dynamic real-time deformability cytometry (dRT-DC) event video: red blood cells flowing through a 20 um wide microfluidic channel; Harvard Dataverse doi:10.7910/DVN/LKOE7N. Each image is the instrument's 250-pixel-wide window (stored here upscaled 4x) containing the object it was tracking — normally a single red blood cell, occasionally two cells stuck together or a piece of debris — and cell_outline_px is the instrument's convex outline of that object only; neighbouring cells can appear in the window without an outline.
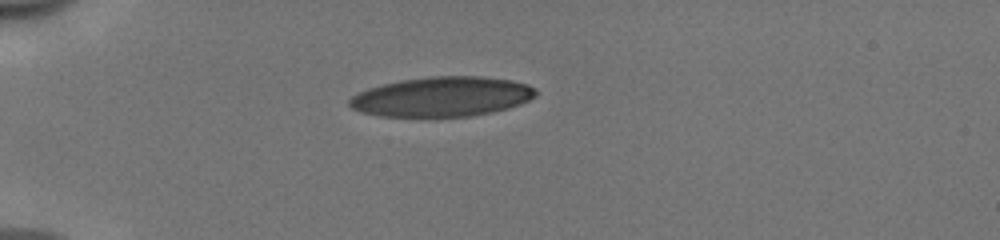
{"species": "human", "species_latin": "Homo sapiens", "temperature_condition": "cold", "stored_images_in_passage": 6, "camera_frame_rate_fps": 3000, "um_per_image_px": 0.085, "donor": {"sex": "male"}, "frame": {"image": 1, "passage_image": 1, "time_ms": 0.0, "image_size_px": [1000, 240], "cell_outline_px": [[536, 96], [520, 104], [508, 108], [492, 112], [468, 116], [380, 116], [360, 112], [352, 108], [348, 104], [348, 100], [356, 92], [368, 88], [400, 80], [432, 76], [484, 76], [512, 80], [528, 84], [536, 88]], "centroid_in_image_um": [37.56, 8.21], "position_along_channel_um": 47.4, "area_um2": 43.29}}
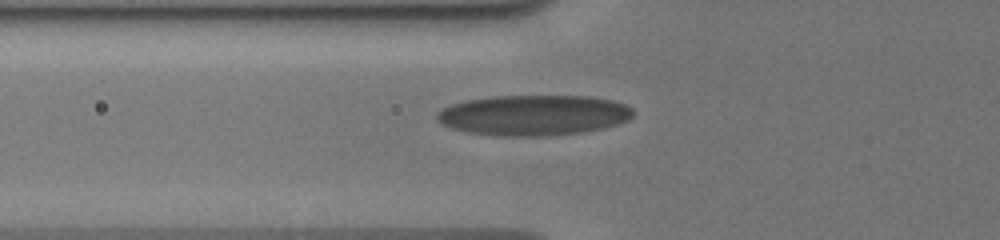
{"frame": {"image": 2, "passage_image": 3, "time_ms": 0.667, "image_size_px": [1000, 240], "cell_outline_px": [[632, 116], [628, 120], [604, 128], [580, 132], [548, 136], [492, 136], [468, 132], [452, 128], [440, 124], [436, 120], [436, 112], [452, 104], [464, 100], [492, 96], [588, 96], [612, 100], [624, 104], [632, 108]], "centroid_in_image_um": [45.31, 9.79], "position_along_channel_um": 80.5, "area_um2": 46.47}}
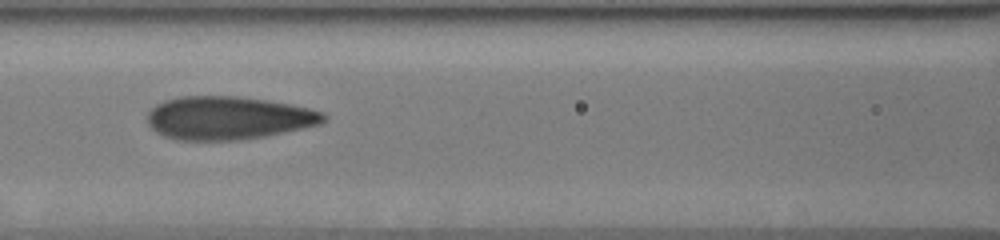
{"frame": {"image": 3, "passage_image": 5, "time_ms": 1.333, "image_size_px": [1000, 240], "cell_outline_px": [[328, 116], [320, 124], [304, 128], [264, 136], [236, 140], [176, 140], [164, 136], [156, 132], [148, 124], [148, 112], [156, 104], [164, 100], [180, 96], [240, 96], [288, 104], [308, 108], [324, 112]], "centroid_in_image_um": [19.37, 10.02], "position_along_channel_um": 147.2, "area_um2": 44.27}}